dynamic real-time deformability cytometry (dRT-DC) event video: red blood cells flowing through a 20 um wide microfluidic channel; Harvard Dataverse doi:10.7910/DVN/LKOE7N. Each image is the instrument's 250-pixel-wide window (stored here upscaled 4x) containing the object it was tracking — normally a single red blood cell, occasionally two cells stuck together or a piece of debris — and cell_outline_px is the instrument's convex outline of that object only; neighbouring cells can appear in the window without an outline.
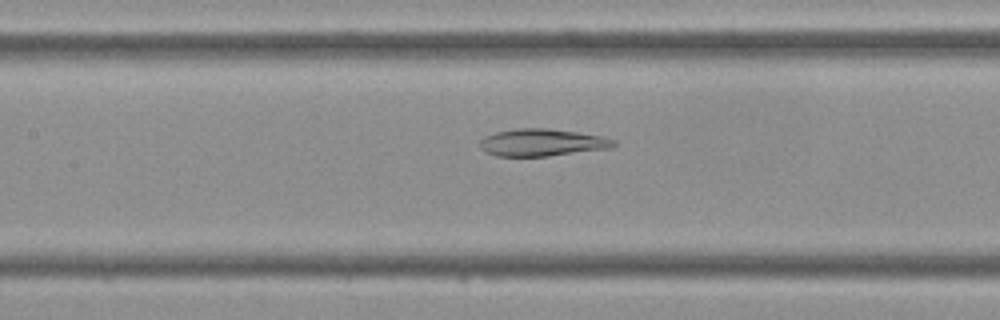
{"species": "Egyptian fruit bat (a non-hibernating species)", "species_latin": "Rousettus aegyptiacus", "temperature_condition": "cold", "stored_images_in_passage": 45, "camera_frame_rate_fps": 3000, "um_per_image_px": 0.085, "frame": {"image": 1, "passage_image": 20, "time_ms": 6.333, "image_size_px": [1000, 320], "cell_outline_px": [[616, 144], [612, 148], [548, 156], [496, 156], [480, 148], [480, 140], [484, 136], [496, 132], [516, 128], [544, 128], [576, 132], [604, 136], [616, 140]], "centroid_in_image_um": [46.1, 12.11], "position_along_channel_um": 161.3, "area_um2": 21.27}}
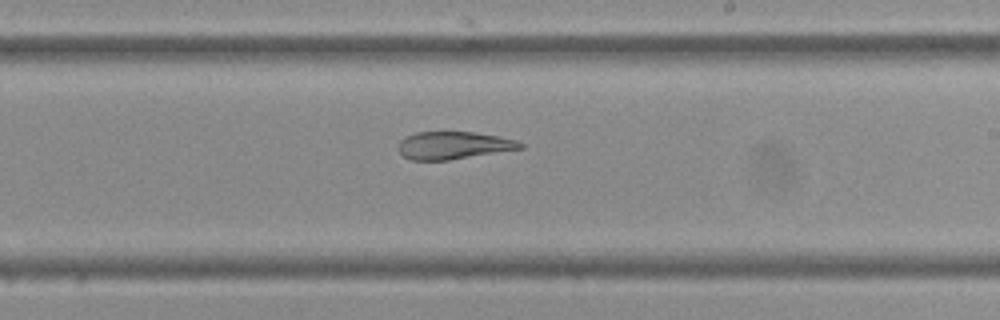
{"frame": {"image": 2, "passage_image": 26, "time_ms": 8.333, "image_size_px": [1000, 320], "cell_outline_px": [[524, 148], [448, 160], [412, 160], [404, 156], [396, 148], [400, 140], [416, 132], [476, 132], [500, 136], [516, 140], [524, 144]], "centroid_in_image_um": [38.55, 12.35], "position_along_channel_um": 250.4, "area_um2": 19.59}}
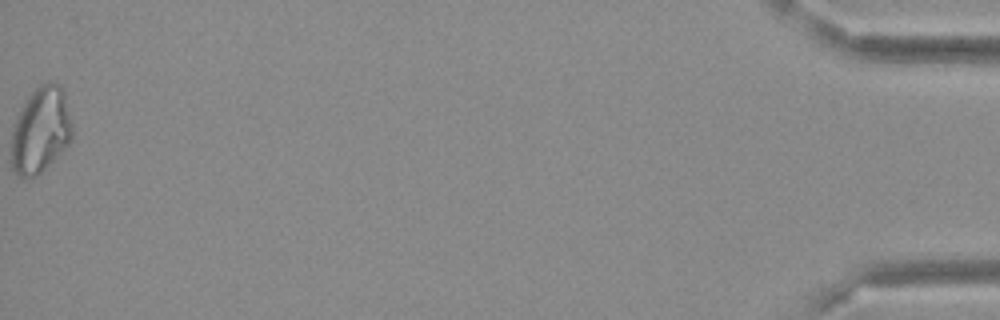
{"frame": {"image": 3, "passage_image": 45, "time_ms": 14.667, "image_size_px": [1000, 320], "cell_outline_px": [[72, 140], [36, 176], [28, 180], [24, 180], [12, 172], [12, 132], [16, 120], [28, 96], [40, 84], [48, 80], [52, 80], [60, 84], [64, 92], [72, 120]], "centroid_in_image_um": [3.47, 11.06], "position_along_channel_um": 431.7, "area_um2": 30.58}}